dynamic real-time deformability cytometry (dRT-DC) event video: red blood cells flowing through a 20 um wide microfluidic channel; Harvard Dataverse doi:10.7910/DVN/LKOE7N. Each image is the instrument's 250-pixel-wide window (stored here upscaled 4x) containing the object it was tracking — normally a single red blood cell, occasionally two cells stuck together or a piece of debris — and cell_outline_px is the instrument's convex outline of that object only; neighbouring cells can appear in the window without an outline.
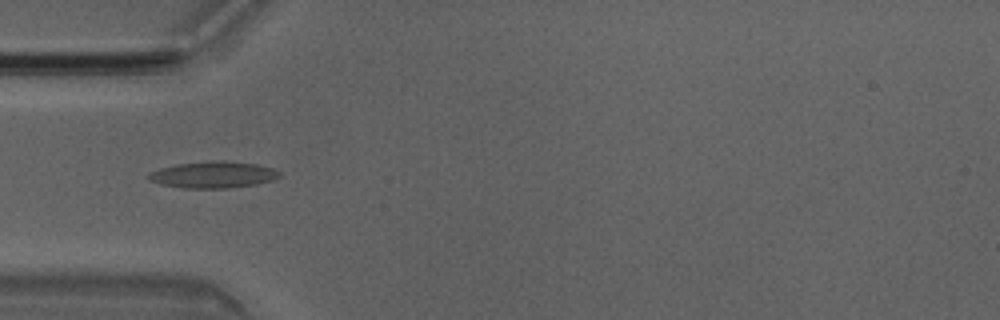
{"species": "Egyptian fruit bat (a non-hibernating species)", "species_latin": "Rousettus aegyptiacus", "temperature_condition": "room temperature", "stored_images_in_passage": 5, "camera_frame_rate_fps": 3000, "um_per_image_px": 0.085, "animal": {"sex": "male"}, "frame": {"image": 1, "passage_image": 4, "time_ms": 1.0, "image_size_px": [1000, 320], "cell_outline_px": [[280, 176], [272, 180], [256, 184], [228, 188], [184, 188], [160, 184], [148, 180], [148, 172], [160, 168], [176, 164], [212, 160], [224, 160], [256, 164], [272, 168], [280, 172]], "centroid_in_image_um": [18.09, 14.84], "position_along_channel_um": 66.9, "area_um2": 20.35}}